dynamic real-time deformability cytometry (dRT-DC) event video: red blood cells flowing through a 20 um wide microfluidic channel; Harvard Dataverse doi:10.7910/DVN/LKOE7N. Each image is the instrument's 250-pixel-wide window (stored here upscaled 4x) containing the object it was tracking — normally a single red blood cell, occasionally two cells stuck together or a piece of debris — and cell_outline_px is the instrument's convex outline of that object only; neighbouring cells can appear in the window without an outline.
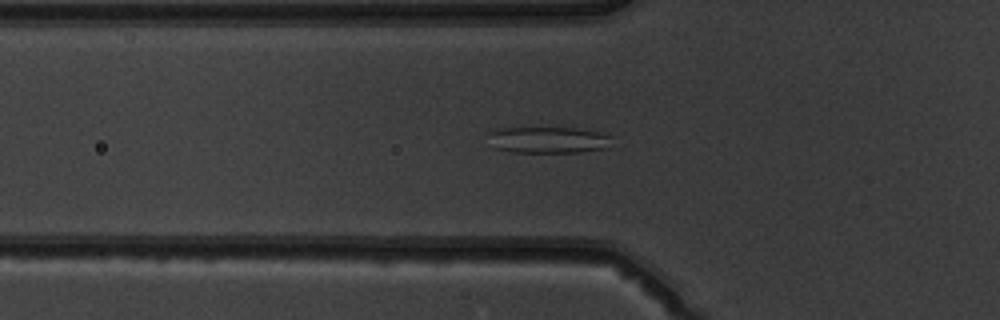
{"species": "common noctule bat (a hibernating species)", "species_latin": "Nyctalus noctula", "temperature_condition": "warm", "stored_images_in_passage": 49, "camera_frame_rate_fps": 3000, "um_per_image_px": 0.085, "animal": {"sex": "male", "body_mass_g": 19.5, "forearm_length_mm": 54.6}, "frame": {"image": 1, "passage_image": 16, "time_ms": 5.0, "image_size_px": [1000, 320], "cell_outline_px": [[608, 136], [604, 148], [580, 152], [512, 152], [496, 148], [484, 132], [500, 128], [576, 128], [596, 132]], "centroid_in_image_um": [46.44, 11.89], "position_along_channel_um": 79.4, "area_um2": 18.55}}
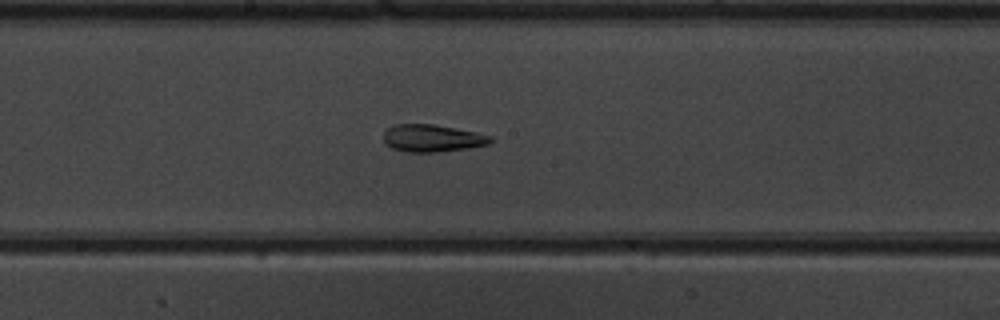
{"frame": {"image": 2, "passage_image": 26, "time_ms": 8.333, "image_size_px": [1000, 320], "cell_outline_px": [[492, 140], [488, 144], [468, 148], [436, 152], [408, 152], [392, 148], [384, 144], [384, 132], [388, 128], [396, 124], [432, 124], [456, 128], [476, 132], [492, 136]], "centroid_in_image_um": [36.73, 11.74], "position_along_channel_um": 211.5, "area_um2": 16.99}}
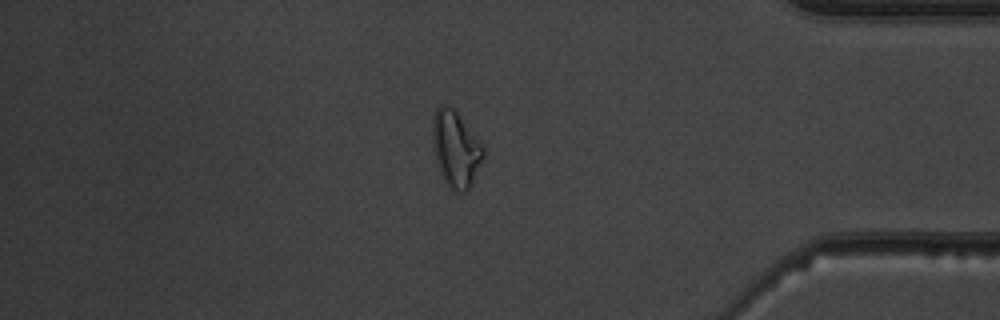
{"frame": {"image": 3, "passage_image": 42, "time_ms": 13.667, "image_size_px": [1000, 320], "cell_outline_px": [[484, 156], [468, 192], [456, 192], [448, 184], [440, 168], [432, 144], [432, 120], [436, 108], [440, 104], [444, 104], [452, 108], [456, 112], [484, 148]], "centroid_in_image_um": [38.73, 12.64], "position_along_channel_um": 396.5, "area_um2": 21.85}, "authors_computed_cell_mechanics": {"area_um2": 19.5942, "velocity_mm_per_s": 3.9535, "shape_relaxation_time_tau1_ms": null, "shape_relaxation_time_tau2_ms": 3.7575, "deformation_change_tau1": null, "deformation_change_tau2": 0.1377}}